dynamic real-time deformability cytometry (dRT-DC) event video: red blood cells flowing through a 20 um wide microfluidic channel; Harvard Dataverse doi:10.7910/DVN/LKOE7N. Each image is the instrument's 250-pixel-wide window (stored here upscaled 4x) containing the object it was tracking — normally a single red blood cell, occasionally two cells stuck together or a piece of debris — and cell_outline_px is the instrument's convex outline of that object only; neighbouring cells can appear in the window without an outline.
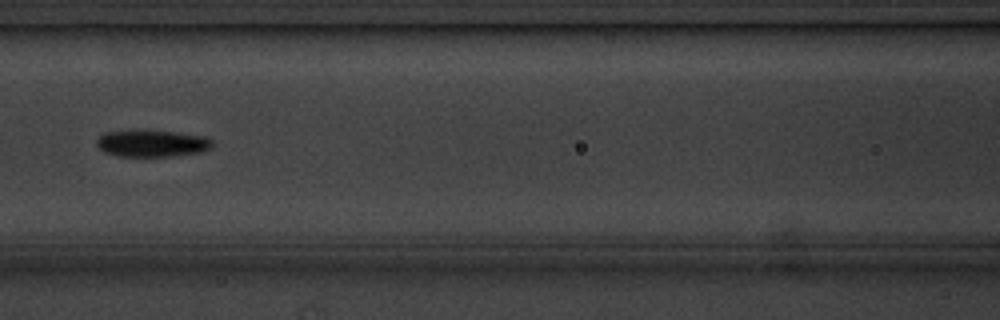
{"species": "common noctule bat (a hibernating species)", "species_latin": "Nyctalus noctula", "temperature_condition": "cold", "stored_images_in_passage": 10, "camera_frame_rate_fps": 3000, "um_per_image_px": 0.085, "animal": {"sex": "male", "body_mass_g": 20.1, "forearm_length_mm": 53.5}, "frame": {"image": 1, "passage_image": 6, "time_ms": 5.667, "image_size_px": [1000, 320], "cell_outline_px": [[212, 144], [208, 148], [200, 152], [168, 156], [116, 156], [104, 152], [96, 144], [96, 140], [104, 132], [172, 132], [204, 136], [212, 140]], "centroid_in_image_um": [12.89, 12.21], "position_along_channel_um": 153.7, "area_um2": 17.34}}